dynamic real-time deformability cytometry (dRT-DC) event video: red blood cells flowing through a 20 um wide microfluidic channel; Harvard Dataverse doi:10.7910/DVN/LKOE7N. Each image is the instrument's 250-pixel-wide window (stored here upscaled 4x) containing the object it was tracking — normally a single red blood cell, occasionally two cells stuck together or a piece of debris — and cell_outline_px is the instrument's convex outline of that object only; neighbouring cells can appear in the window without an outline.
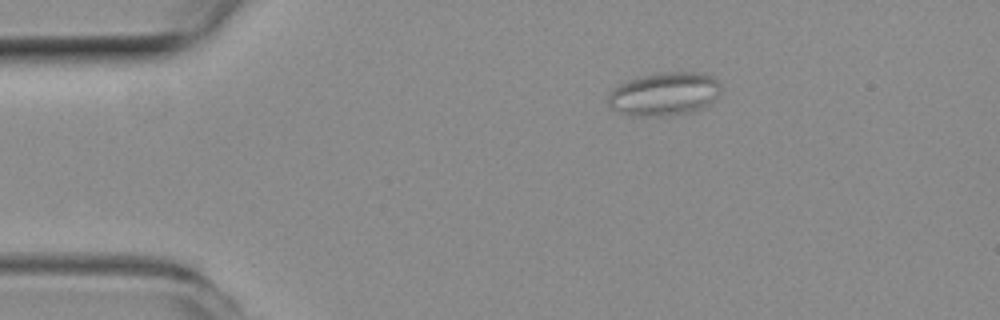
{"species": "common noctule bat (a hibernating species)", "species_latin": "Nyctalus noctula", "temperature_condition": "room temperature", "stored_images_in_passage": 46, "camera_frame_rate_fps": 3000, "um_per_image_px": 0.085, "animal": {"sex": "female", "body_mass_g": 19.3, "forearm_length_mm": 54.1}, "frame": {"image": 1, "passage_image": 1, "time_ms": 0.0, "image_size_px": [1000, 320], "cell_outline_px": [[720, 92], [704, 108], [692, 112], [640, 116], [624, 112], [612, 108], [608, 104], [608, 96], [620, 84], [628, 80], [640, 76], [656, 72], [704, 72], [712, 76], [720, 84]], "centroid_in_image_um": [56.51, 7.95], "position_along_channel_um": 28.5, "area_um2": 27.98}}
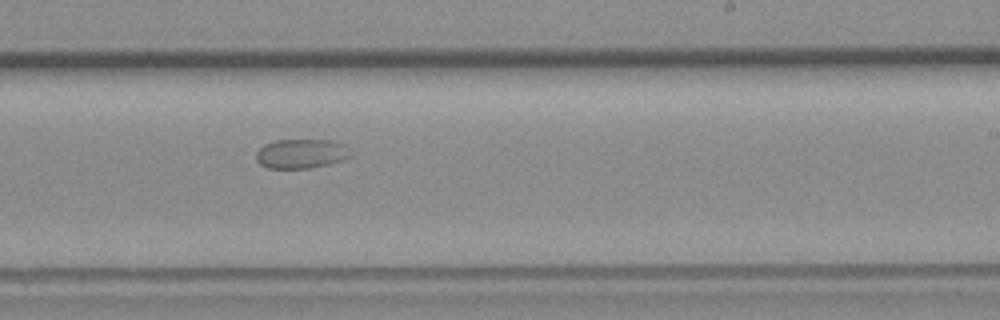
{"frame": {"image": 2, "passage_image": 24, "time_ms": 7.667, "image_size_px": [1000, 320], "cell_outline_px": [[352, 156], [328, 164], [308, 168], [268, 168], [260, 164], [256, 160], [256, 152], [264, 144], [276, 140], [332, 140], [344, 144]], "centroid_in_image_um": [25.57, 13.05], "position_along_channel_um": 263.4, "area_um2": 16.07}}
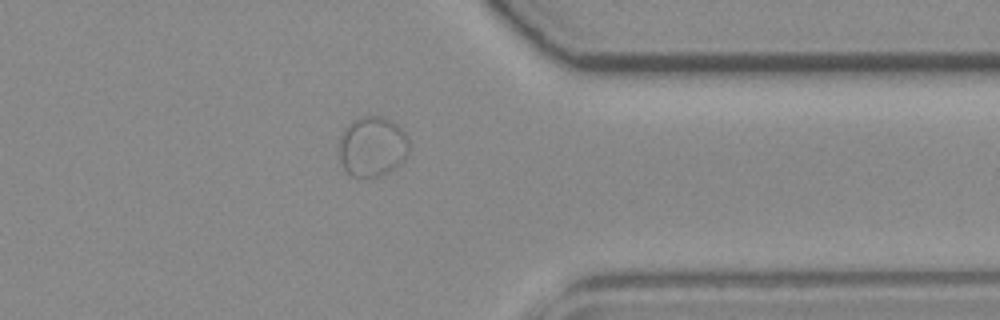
{"frame": {"image": 3, "passage_image": 34, "time_ms": 11.0, "image_size_px": [1000, 320], "cell_outline_px": [[408, 152], [404, 160], [400, 164], [388, 172], [380, 176], [352, 176], [344, 168], [340, 160], [340, 136], [344, 128], [352, 120], [360, 116], [384, 116], [392, 120], [408, 136]], "centroid_in_image_um": [31.65, 12.42], "position_along_channel_um": 379.7, "area_um2": 24.57}}